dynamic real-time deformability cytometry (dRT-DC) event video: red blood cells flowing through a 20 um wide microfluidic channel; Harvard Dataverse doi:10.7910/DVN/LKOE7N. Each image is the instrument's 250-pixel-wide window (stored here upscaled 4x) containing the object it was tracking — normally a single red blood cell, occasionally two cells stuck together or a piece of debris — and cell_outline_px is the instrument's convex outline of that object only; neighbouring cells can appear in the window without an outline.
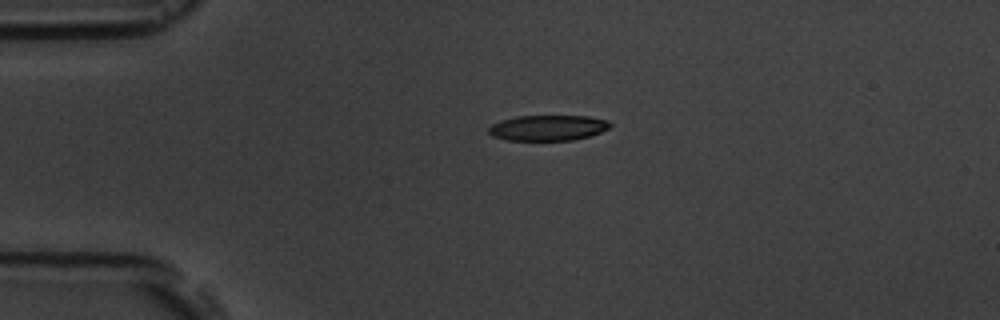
{"species": "common noctule bat (a hibernating species)", "species_latin": "Nyctalus noctula", "temperature_condition": "room temperature", "stored_images_in_passage": 2, "camera_frame_rate_fps": 3000, "um_per_image_px": 0.085, "animal": {"sex": "male", "body_mass_g": 19.5, "forearm_length_mm": 54.6}, "frame": {"image": 1, "passage_image": 1, "time_ms": 0.0, "image_size_px": [1000, 320], "cell_outline_px": [[612, 124], [608, 128], [600, 132], [588, 136], [572, 140], [508, 140], [492, 136], [488, 132], [488, 128], [492, 124], [500, 120], [516, 116], [588, 116], [608, 120]], "centroid_in_image_um": [46.55, 10.86], "position_along_channel_um": 38.5, "area_um2": 18.03}}